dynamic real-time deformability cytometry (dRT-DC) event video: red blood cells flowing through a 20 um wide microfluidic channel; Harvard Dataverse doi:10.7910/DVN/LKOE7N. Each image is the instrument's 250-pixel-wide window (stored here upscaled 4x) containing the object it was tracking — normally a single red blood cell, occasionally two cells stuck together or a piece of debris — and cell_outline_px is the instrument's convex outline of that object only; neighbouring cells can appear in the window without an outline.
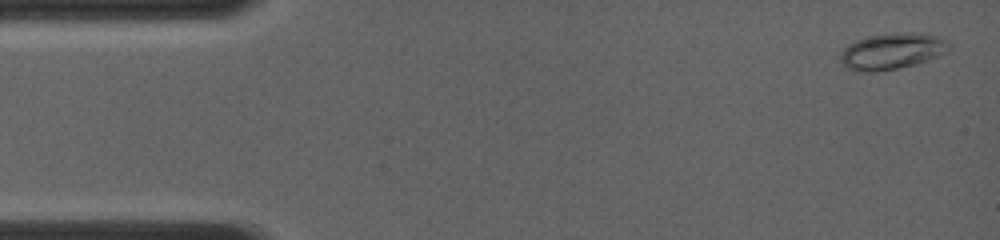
{"species": "common noctule bat (a hibernating species)", "species_latin": "Nyctalus noctula", "temperature_condition": "room temperature", "stored_images_in_passage": 55, "camera_frame_rate_fps": 4000, "um_per_image_px": 0.085, "animal": {"sex": "female", "body_mass_g": 19.0, "forearm_length_mm": 56.7}, "frame": {"image": 1, "passage_image": 3, "time_ms": 0.25, "image_size_px": [1000, 240], "cell_outline_px": [[948, 52], [928, 60], [916, 64], [876, 72], [856, 72], [848, 68], [840, 60], [840, 56], [844, 48], [848, 44], [856, 40], [868, 36], [896, 32], [920, 32], [940, 36], [948, 40]], "centroid_in_image_um": [75.84, 4.34], "position_along_channel_um": 9.2, "area_um2": 23.18}}
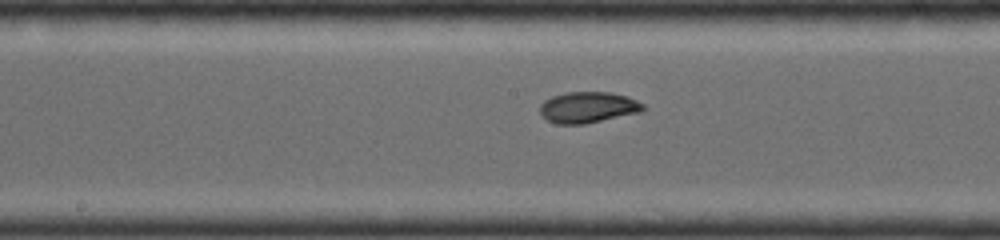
{"frame": {"image": 2, "passage_image": 29, "time_ms": 7.25, "image_size_px": [1000, 240], "cell_outline_px": [[648, 108], [640, 112], [584, 124], [556, 124], [548, 120], [540, 112], [540, 104], [544, 100], [552, 96], [568, 92], [612, 92], [628, 96], [644, 104]], "centroid_in_image_um": [50.01, 9.11], "position_along_channel_um": 198.2, "area_um2": 18.73}}
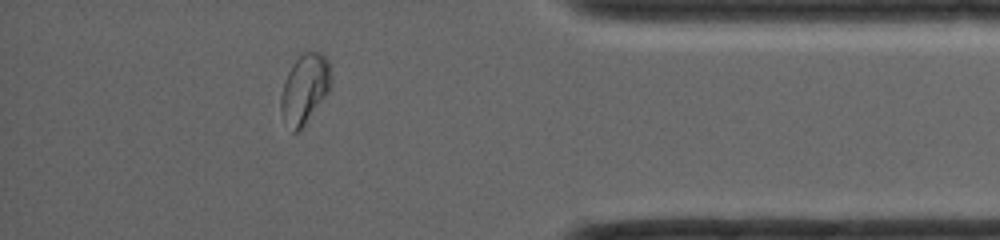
{"frame": {"image": 3, "passage_image": 50, "time_ms": 12.5, "image_size_px": [1000, 240], "cell_outline_px": [[332, 80], [328, 92], [304, 124], [296, 132], [292, 132], [280, 112], [280, 96], [284, 80], [292, 64], [304, 48], [320, 52], [328, 60], [332, 76]], "centroid_in_image_um": [25.89, 7.46], "position_along_channel_um": 409.3, "area_um2": 20.46}}